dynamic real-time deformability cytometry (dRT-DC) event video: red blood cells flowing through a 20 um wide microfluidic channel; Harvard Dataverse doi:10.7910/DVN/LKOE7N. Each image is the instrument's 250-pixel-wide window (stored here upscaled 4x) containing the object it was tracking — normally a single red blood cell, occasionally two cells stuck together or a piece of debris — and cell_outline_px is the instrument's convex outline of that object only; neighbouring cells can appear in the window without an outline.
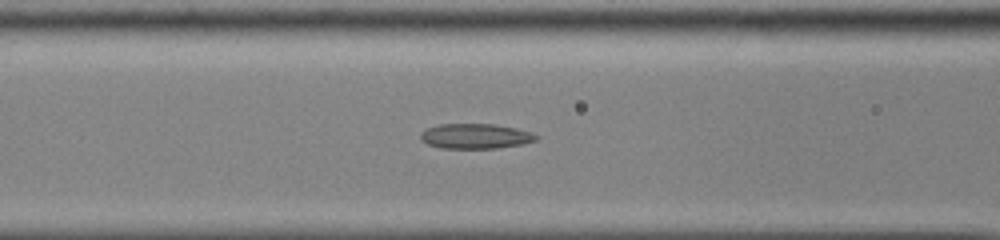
{"species": "common noctule bat (a hibernating species)", "species_latin": "Nyctalus noctula", "temperature_condition": "cold", "stored_images_in_passage": 44, "camera_frame_rate_fps": 3000, "um_per_image_px": 0.085, "animal": {"sex": "male", "body_mass_g": 13.0, "forearm_length_mm": 53.1}, "frame": {"image": 1, "passage_image": 14, "time_ms": 4.333, "image_size_px": [1000, 240], "cell_outline_px": [[540, 136], [536, 140], [524, 144], [496, 148], [440, 148], [428, 144], [420, 140], [420, 132], [424, 128], [436, 124], [496, 124], [516, 128], [532, 132]], "centroid_in_image_um": [40.39, 11.56], "position_along_channel_um": 126.2, "area_um2": 17.17}}
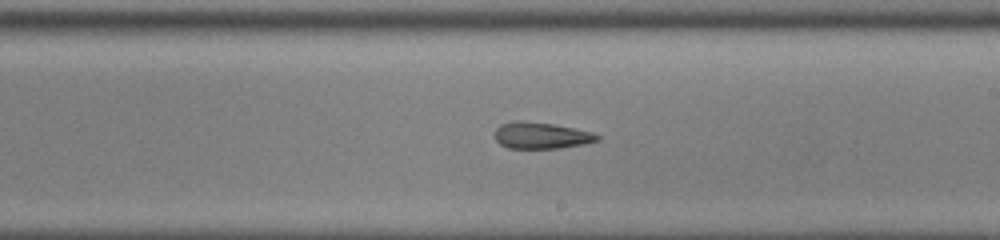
{"frame": {"image": 2, "passage_image": 23, "time_ms": 7.333, "image_size_px": [1000, 240], "cell_outline_px": [[600, 140], [588, 144], [560, 148], [508, 148], [500, 144], [496, 140], [496, 128], [500, 124], [516, 120], [520, 120], [552, 124], [592, 132], [600, 136]], "centroid_in_image_um": [46.03, 11.52], "position_along_channel_um": 243.0, "area_um2": 15.84}}
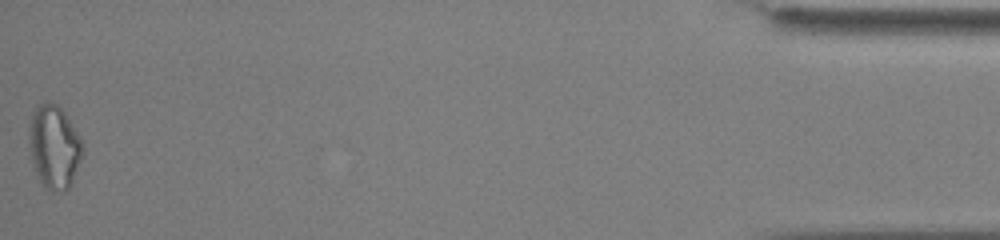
{"frame": {"image": 3, "passage_image": 44, "time_ms": 14.333, "image_size_px": [1000, 240], "cell_outline_px": [[84, 152], [72, 180], [68, 188], [64, 192], [52, 192], [44, 188], [40, 184], [32, 164], [28, 140], [28, 136], [32, 112], [36, 104], [44, 100], [52, 100], [64, 112], [84, 144]], "centroid_in_image_um": [4.58, 12.47], "position_along_channel_um": 430.6, "area_um2": 26.59}}